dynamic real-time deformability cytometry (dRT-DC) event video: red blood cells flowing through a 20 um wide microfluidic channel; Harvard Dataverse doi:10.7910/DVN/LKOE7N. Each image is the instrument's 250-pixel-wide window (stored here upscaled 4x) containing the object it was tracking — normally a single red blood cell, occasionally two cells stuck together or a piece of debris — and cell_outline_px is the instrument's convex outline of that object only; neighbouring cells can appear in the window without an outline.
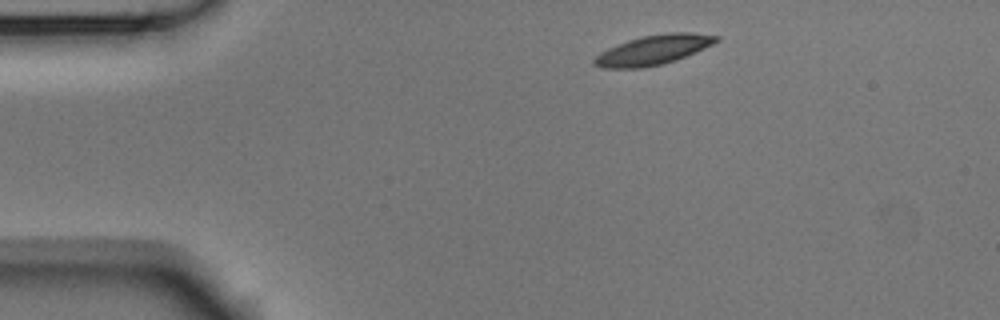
{"species": "Egyptian fruit bat (a non-hibernating species)", "species_latin": "Rousettus aegyptiacus", "temperature_condition": "room temperature", "stored_images_in_passage": 2, "camera_frame_rate_fps": 3000, "um_per_image_px": 0.085, "animal": {"sex": "male"}, "frame": {"image": 1, "passage_image": 1, "time_ms": 0.0, "image_size_px": [1000, 320], "cell_outline_px": [[720, 40], [704, 48], [676, 60], [664, 64], [640, 68], [600, 68], [592, 64], [592, 60], [600, 52], [616, 44], [640, 36], [668, 32], [692, 32], [720, 36]], "centroid_in_image_um": [55.51, 4.24], "position_along_channel_um": 29.5, "area_um2": 21.27}}